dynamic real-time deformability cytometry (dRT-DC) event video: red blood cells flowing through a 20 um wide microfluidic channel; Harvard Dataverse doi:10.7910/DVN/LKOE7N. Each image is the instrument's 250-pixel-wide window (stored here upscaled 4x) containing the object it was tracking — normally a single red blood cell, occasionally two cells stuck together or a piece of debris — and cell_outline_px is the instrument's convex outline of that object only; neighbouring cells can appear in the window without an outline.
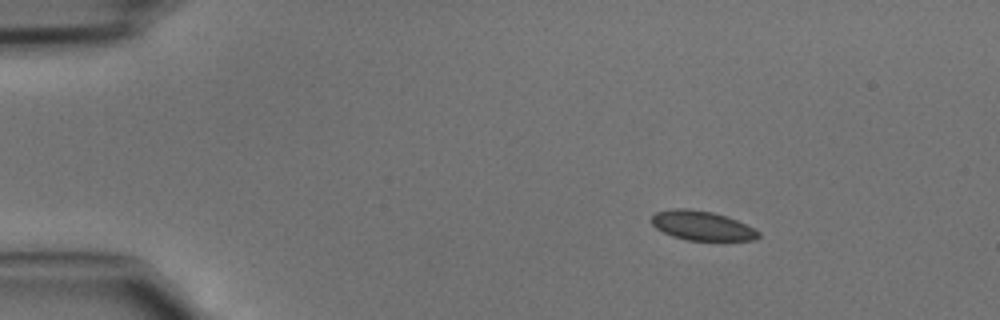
{"species": "common noctule bat (a hibernating species)", "species_latin": "Nyctalus noctula", "temperature_condition": "cold", "stored_images_in_passage": 40, "camera_frame_rate_fps": 3000, "um_per_image_px": 0.085, "animal": {"sex": "male", "body_mass_g": 15.6}, "frame": {"image": 1, "passage_image": 1, "time_ms": 0.0, "image_size_px": [1000, 320], "cell_outline_px": [[760, 236], [756, 240], [688, 240], [672, 236], [656, 228], [652, 224], [652, 216], [656, 212], [676, 208], [688, 208], [712, 212], [736, 220], [760, 232]], "centroid_in_image_um": [59.65, 19.18], "position_along_channel_um": 25.3, "area_um2": 18.03}}
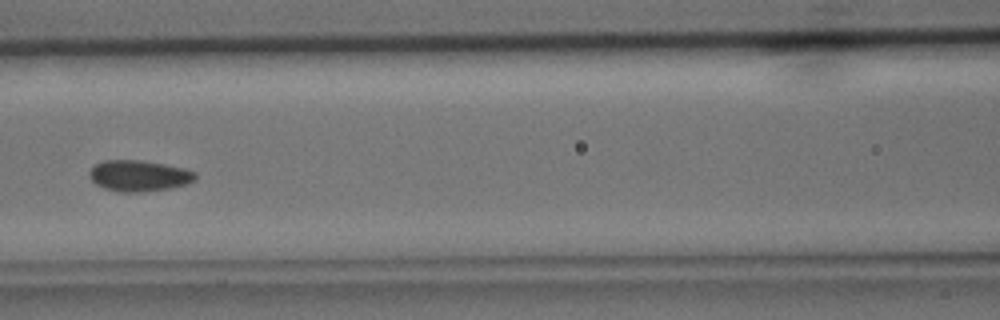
{"frame": {"image": 2, "passage_image": 15, "time_ms": 4.667, "image_size_px": [1000, 320], "cell_outline_px": [[196, 180], [188, 184], [168, 188], [140, 192], [124, 192], [104, 188], [96, 184], [88, 176], [88, 172], [92, 164], [104, 160], [140, 160], [164, 164], [184, 168], [196, 172]], "centroid_in_image_um": [11.79, 14.93], "position_along_channel_um": 154.8, "area_um2": 19.31}}
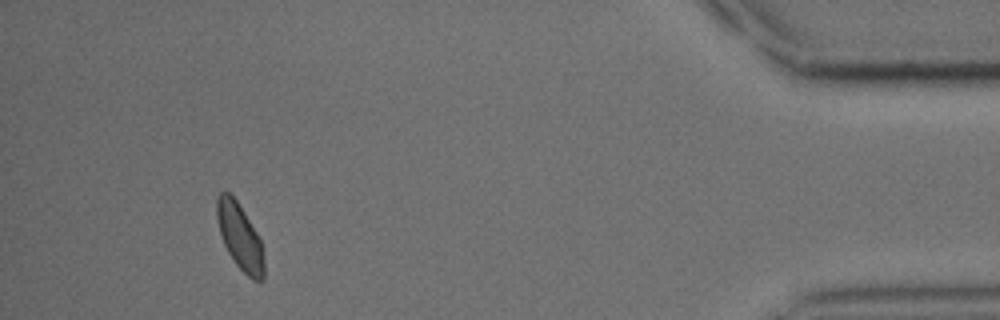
{"frame": {"image": 3, "passage_image": 37, "time_ms": 12.0, "image_size_px": [1000, 320], "cell_outline_px": [[264, 280], [252, 280], [236, 264], [228, 252], [224, 244], [220, 232], [216, 216], [216, 200], [220, 192], [228, 192], [236, 200], [244, 212], [256, 232], [260, 240], [264, 256]], "centroid_in_image_um": [20.39, 20.13], "position_along_channel_um": 414.8, "area_um2": 17.92}}